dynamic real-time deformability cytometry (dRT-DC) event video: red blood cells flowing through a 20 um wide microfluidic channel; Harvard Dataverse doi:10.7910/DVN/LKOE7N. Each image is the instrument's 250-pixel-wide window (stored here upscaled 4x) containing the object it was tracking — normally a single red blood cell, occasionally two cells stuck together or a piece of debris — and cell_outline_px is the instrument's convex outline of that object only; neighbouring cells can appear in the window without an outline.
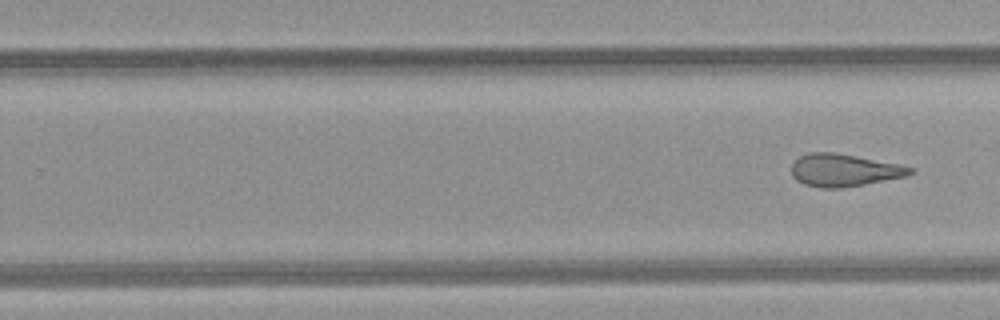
{"species": "common noctule bat (a hibernating species)", "species_latin": "Nyctalus noctula", "temperature_condition": "room temperature", "stored_images_in_passage": 33, "segment_of_instrument_passage": [2, 2], "camera_frame_rate_fps": 3000, "um_per_image_px": 0.085, "animal": {"sex": "female", "body_mass_g": 21.9}, "frame": {"image": 1, "passage_image": 33, "time_ms": 10.667, "image_size_px": [1000, 320], "cell_outline_px": [[916, 172], [904, 176], [864, 184], [840, 188], [820, 188], [804, 184], [796, 180], [792, 176], [792, 164], [800, 156], [808, 152], [836, 152], [900, 164], [912, 168]], "centroid_in_image_um": [71.72, 14.46], "position_along_channel_um": 258.1, "area_um2": 22.43}}